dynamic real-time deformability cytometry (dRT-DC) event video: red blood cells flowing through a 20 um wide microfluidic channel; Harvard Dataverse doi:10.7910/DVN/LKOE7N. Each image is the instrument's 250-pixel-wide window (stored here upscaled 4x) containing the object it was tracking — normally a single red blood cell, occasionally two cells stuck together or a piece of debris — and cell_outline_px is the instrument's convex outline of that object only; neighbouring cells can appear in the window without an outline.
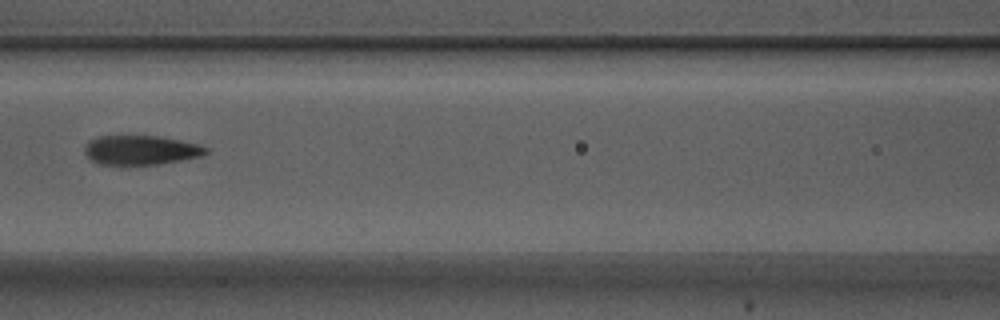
{"species": "Egyptian fruit bat (a non-hibernating species)", "species_latin": "Rousettus aegyptiacus", "temperature_condition": "warm", "stored_images_in_passage": 7, "camera_frame_rate_fps": 3000, "um_per_image_px": 0.085, "animal": {"sex": "male"}, "frame": {"image": 1, "passage_image": 4, "time_ms": 1.0, "image_size_px": [1000, 320], "cell_outline_px": [[208, 152], [200, 156], [160, 164], [96, 164], [88, 160], [84, 152], [84, 144], [100, 136], [160, 136], [196, 144], [208, 148]], "centroid_in_image_um": [11.91, 12.76], "position_along_channel_um": 154.7, "area_um2": 20.63}}
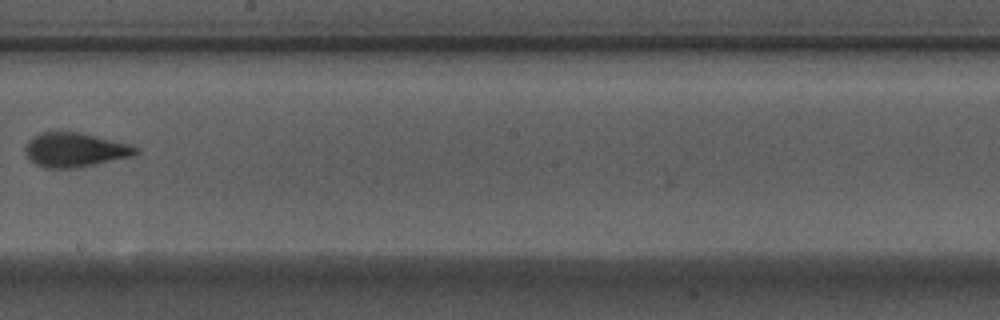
{"frame": {"image": 2, "passage_image": 6, "time_ms": 1.667, "image_size_px": [1000, 320], "cell_outline_px": [[140, 152], [136, 156], [72, 168], [44, 168], [36, 164], [24, 152], [28, 140], [44, 132], [80, 132], [132, 144], [140, 148]], "centroid_in_image_um": [6.45, 12.73], "position_along_channel_um": 241.7, "area_um2": 22.08}}
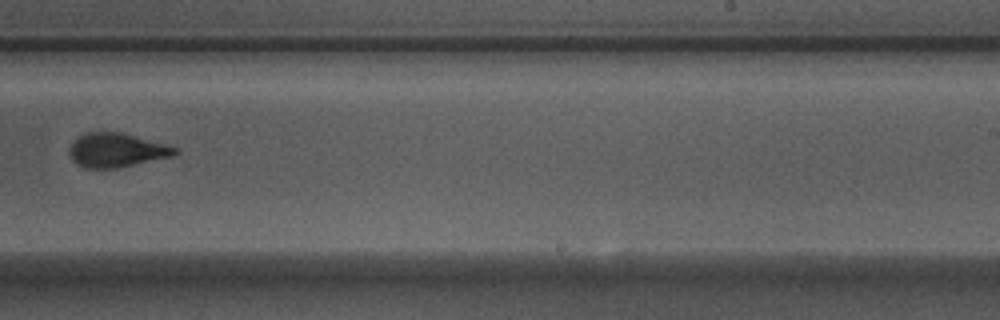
{"frame": {"image": 3, "passage_image": 7, "time_ms": 2.0, "image_size_px": [1000, 320], "cell_outline_px": [[180, 152], [172, 156], [120, 168], [84, 168], [76, 164], [72, 160], [68, 152], [68, 148], [76, 136], [84, 132], [120, 132], [180, 148]], "centroid_in_image_um": [9.87, 12.77], "position_along_channel_um": 279.1, "area_um2": 21.27}}